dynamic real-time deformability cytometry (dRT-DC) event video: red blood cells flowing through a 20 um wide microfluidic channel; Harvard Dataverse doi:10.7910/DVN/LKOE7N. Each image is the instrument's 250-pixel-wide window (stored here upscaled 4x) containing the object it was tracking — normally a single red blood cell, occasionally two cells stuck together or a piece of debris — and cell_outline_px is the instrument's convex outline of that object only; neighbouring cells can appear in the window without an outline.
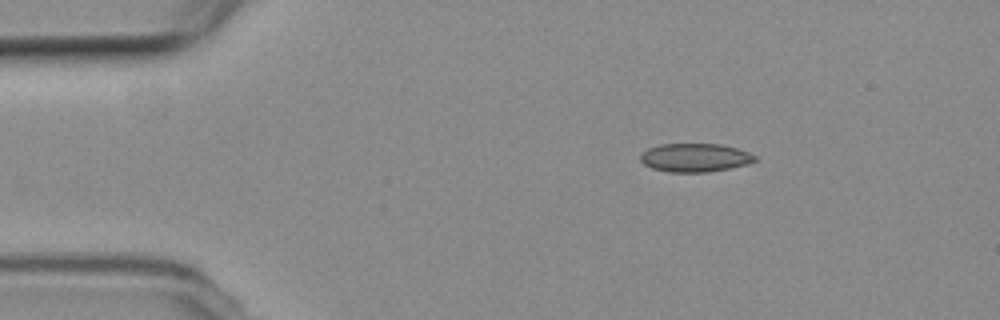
{"species": "common noctule bat (a hibernating species)", "species_latin": "Nyctalus noctula", "temperature_condition": "room temperature", "stored_images_in_passage": 5, "camera_frame_rate_fps": 3000, "um_per_image_px": 0.085, "animal": {"sex": "female", "body_mass_g": 19.3, "forearm_length_mm": 54.1}, "frame": {"image": 1, "passage_image": 2, "time_ms": 1.333, "image_size_px": [1000, 320], "cell_outline_px": [[756, 160], [744, 164], [728, 168], [708, 172], [668, 172], [652, 168], [644, 164], [640, 160], [640, 156], [648, 148], [660, 144], [720, 144], [736, 148], [748, 152], [756, 156]], "centroid_in_image_um": [59.04, 13.39], "position_along_channel_um": 26.0, "area_um2": 18.79}}